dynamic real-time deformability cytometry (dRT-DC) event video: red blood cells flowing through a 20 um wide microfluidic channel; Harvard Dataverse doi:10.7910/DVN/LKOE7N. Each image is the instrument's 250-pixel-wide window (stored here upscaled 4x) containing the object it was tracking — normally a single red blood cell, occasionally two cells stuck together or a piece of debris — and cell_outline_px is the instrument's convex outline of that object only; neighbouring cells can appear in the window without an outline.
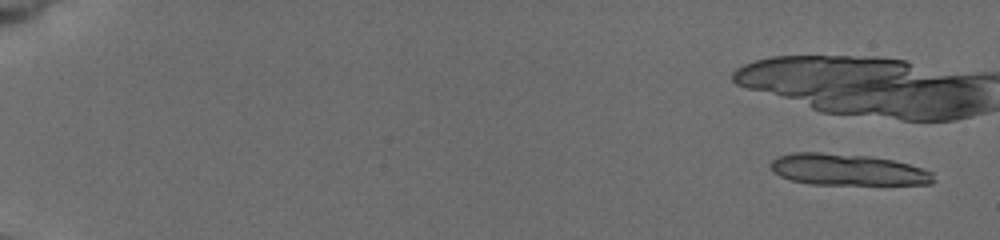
{"species": "common noctule bat (a hibernating species)", "species_latin": "Nyctalus noctula", "temperature_condition": "cold", "stored_images_in_passage": 10, "camera_frame_rate_fps": 3000, "um_per_image_px": 0.085, "animal": {"sex": "female", "body_mass_g": 19.5, "forearm_length_mm": 54.1}, "frame": {"image": 1, "passage_image": 1, "time_ms": 0.0, "image_size_px": [1000, 240], "cell_outline_px": [[936, 180], [932, 184], [808, 184], [792, 180], [780, 176], [772, 172], [768, 164], [772, 160], [780, 156], [792, 152], [820, 152], [868, 156], [892, 160], [908, 164], [932, 172]], "centroid_in_image_um": [72.0, 14.42], "position_along_channel_um": 13.0, "area_um2": 29.82}}
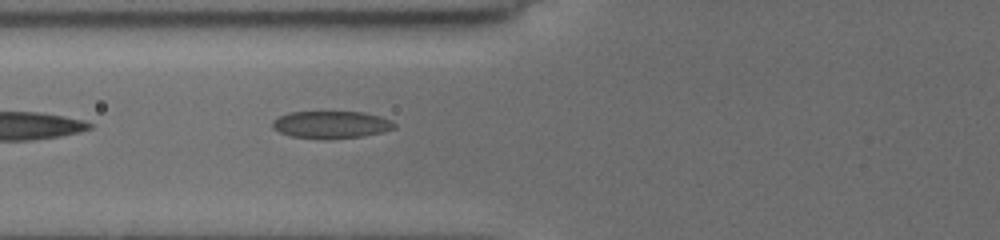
{"frame": {"image": 2, "passage_image": 10, "time_ms": 9.0, "image_size_px": [1000, 240], "cell_outline_px": [[396, 128], [380, 132], [360, 136], [292, 136], [280, 132], [272, 128], [272, 120], [288, 112], [364, 112], [380, 116], [392, 120], [396, 124]], "centroid_in_image_um": [28.17, 10.54], "position_along_channel_um": 97.6, "area_um2": 18.5}}